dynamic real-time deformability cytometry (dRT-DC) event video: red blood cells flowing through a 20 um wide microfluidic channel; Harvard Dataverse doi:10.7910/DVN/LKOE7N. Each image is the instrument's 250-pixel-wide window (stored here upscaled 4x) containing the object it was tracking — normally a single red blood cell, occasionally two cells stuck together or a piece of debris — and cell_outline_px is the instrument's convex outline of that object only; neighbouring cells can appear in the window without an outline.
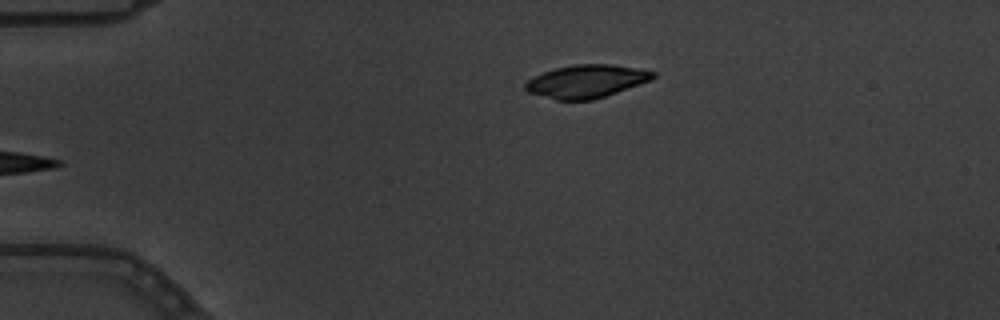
{"species": "common noctule bat (a hibernating species)", "species_latin": "Nyctalus noctula", "temperature_condition": "warm", "stored_images_in_passage": 3, "camera_frame_rate_fps": 3000, "um_per_image_px": 0.085, "animal": {"sex": "male", "body_mass_g": 19.5, "forearm_length_mm": 54.6}, "frame": {"image": 1, "passage_image": 3, "time_ms": 0.667, "image_size_px": [1000, 320], "cell_outline_px": [[656, 76], [652, 80], [592, 100], [556, 100], [528, 92], [524, 88], [524, 84], [528, 80], [544, 72], [556, 68], [572, 64], [612, 64], [640, 68], [656, 72]], "centroid_in_image_um": [49.87, 6.9], "position_along_channel_um": 35.1, "area_um2": 24.51}}